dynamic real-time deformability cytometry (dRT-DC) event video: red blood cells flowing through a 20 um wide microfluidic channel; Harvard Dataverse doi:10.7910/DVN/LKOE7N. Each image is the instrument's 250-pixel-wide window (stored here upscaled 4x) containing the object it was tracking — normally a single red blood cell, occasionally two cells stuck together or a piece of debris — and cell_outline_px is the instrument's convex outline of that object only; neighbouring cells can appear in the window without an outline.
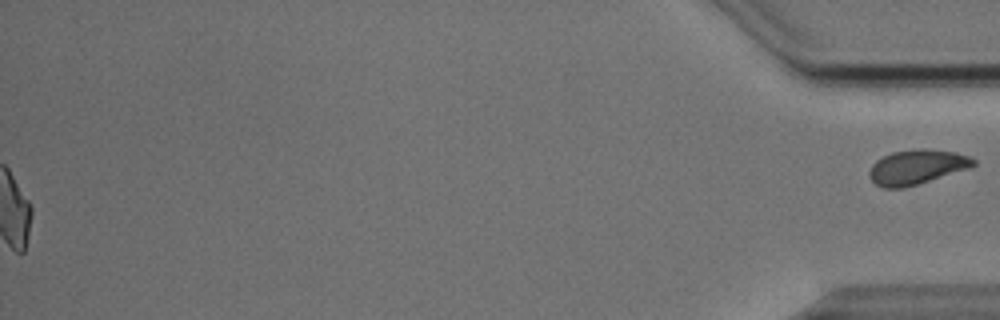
{"species": "Egyptian fruit bat (a non-hibernating species)", "species_latin": "Rousettus aegyptiacus", "temperature_condition": "cold", "stored_images_in_passage": 46, "segment_of_instrument_passage": [2, 2], "camera_frame_rate_fps": 3000, "um_per_image_px": 0.085, "animal": {"sex": "male"}, "frame": {"image": 1, "passage_image": 46, "time_ms": 15.0, "image_size_px": [1000, 320], "cell_outline_px": [[976, 164], [972, 168], [904, 188], [884, 188], [876, 184], [868, 176], [868, 172], [872, 164], [876, 160], [892, 152], [916, 148], [928, 148], [956, 152], [968, 156], [976, 160]], "centroid_in_image_um": [77.95, 14.19], "position_along_channel_um": 357.3, "area_um2": 21.33}}